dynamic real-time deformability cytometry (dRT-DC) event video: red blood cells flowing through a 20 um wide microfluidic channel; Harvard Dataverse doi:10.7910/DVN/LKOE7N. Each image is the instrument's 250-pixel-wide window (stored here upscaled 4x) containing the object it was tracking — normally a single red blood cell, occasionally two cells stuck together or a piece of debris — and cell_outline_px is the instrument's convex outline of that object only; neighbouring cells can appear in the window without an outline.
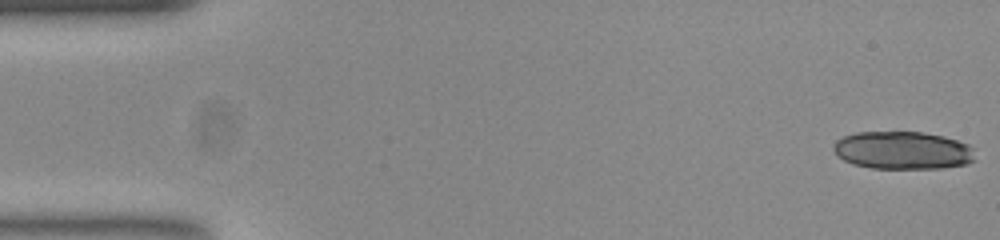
{"species": "common noctule bat (a hibernating species)", "species_latin": "Nyctalus noctula", "temperature_condition": "room temperature", "stored_images_in_passage": 53, "camera_frame_rate_fps": 3000, "um_per_image_px": 0.085, "animal": {"sex": "female", "body_mass_g": 23.0, "forearm_length_mm": 53.4}, "frame": {"image": 1, "passage_image": 1, "time_ms": 0.0, "image_size_px": [1000, 240], "cell_outline_px": [[976, 160], [968, 164], [940, 168], [872, 168], [852, 164], [844, 160], [832, 148], [832, 144], [836, 140], [844, 136], [856, 132], [924, 132], [944, 136], [968, 144], [972, 148]], "centroid_in_image_um": [76.74, 12.78], "position_along_channel_um": 8.3, "area_um2": 31.33}}
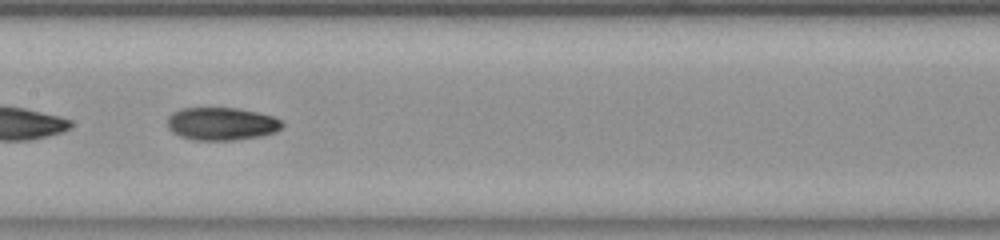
{"frame": {"image": 2, "passage_image": 26, "time_ms": 8.333, "image_size_px": [1000, 240], "cell_outline_px": [[284, 124], [276, 132], [260, 136], [232, 140], [196, 140], [180, 136], [172, 132], [168, 128], [168, 116], [172, 112], [180, 108], [236, 108], [256, 112], [272, 116], [280, 120]], "centroid_in_image_um": [18.81, 10.52], "position_along_channel_um": 188.6, "area_um2": 21.91}}
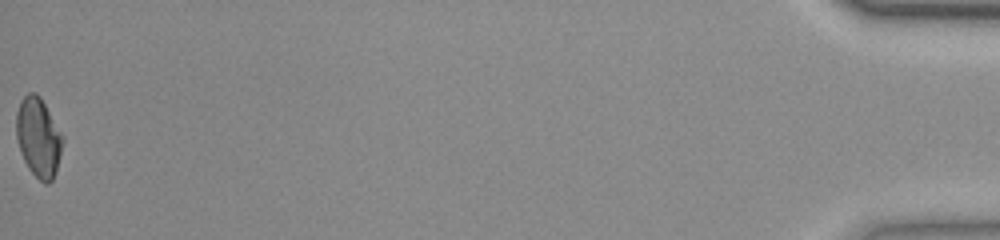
{"frame": {"image": 3, "passage_image": 53, "time_ms": 17.333, "image_size_px": [1000, 240], "cell_outline_px": [[64, 140], [56, 168], [52, 180], [48, 184], [44, 184], [28, 168], [24, 160], [16, 136], [16, 112], [20, 100], [28, 92], [36, 92], [40, 96], [64, 136]], "centroid_in_image_um": [3.26, 11.64], "position_along_channel_um": 431.9, "area_um2": 21.39}, "authors_computed_cell_mechanics": {"area_um2": 21.675, "velocity_mm_per_s": 3.8797, "shape_relaxation_time_tau1_ms": null, "shape_relaxation_time_tau2_ms": 4.2075, "deformation_change_tau1": null, "deformation_change_tau2": 0.0876}}